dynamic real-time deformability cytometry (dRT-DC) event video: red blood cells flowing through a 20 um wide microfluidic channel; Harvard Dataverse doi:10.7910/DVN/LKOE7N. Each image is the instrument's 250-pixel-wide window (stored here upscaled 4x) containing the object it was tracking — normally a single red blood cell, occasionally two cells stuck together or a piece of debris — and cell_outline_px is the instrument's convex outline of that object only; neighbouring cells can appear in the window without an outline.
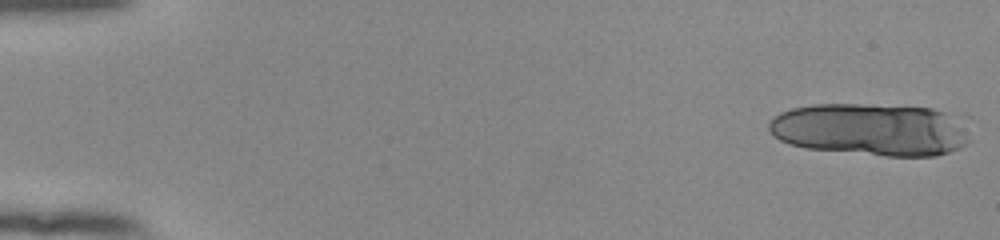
{"species": "human", "species_latin": "Homo sapiens", "temperature_condition": "room temperature", "stored_images_in_passage": 16, "camera_frame_rate_fps": 3000, "um_per_image_px": 0.085, "donor": {"sex": "female"}, "frame": {"image": 1, "passage_image": 1, "time_ms": 0.0, "image_size_px": [1000, 240], "cell_outline_px": [[968, 144], [960, 148], [936, 156], [888, 156], [808, 148], [788, 144], [780, 140], [768, 128], [768, 124], [772, 116], [780, 112], [792, 108], [812, 104], [860, 104], [932, 108], [948, 112], [968, 140]], "centroid_in_image_um": [73.91, 11.01], "position_along_channel_um": 11.1, "area_um2": 60.63}}